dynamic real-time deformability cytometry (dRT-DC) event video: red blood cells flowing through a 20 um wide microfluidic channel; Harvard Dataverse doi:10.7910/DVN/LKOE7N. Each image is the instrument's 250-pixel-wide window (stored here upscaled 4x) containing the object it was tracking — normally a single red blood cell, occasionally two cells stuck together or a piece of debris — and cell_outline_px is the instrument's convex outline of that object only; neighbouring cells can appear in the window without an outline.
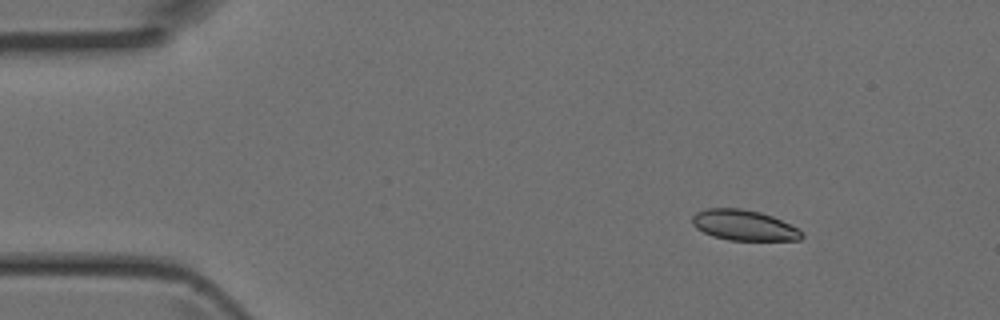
{"species": "Egyptian fruit bat (a non-hibernating species)", "species_latin": "Rousettus aegyptiacus", "temperature_condition": "room temperature", "stored_images_in_passage": 5, "camera_frame_rate_fps": 3000, "um_per_image_px": 0.085, "animal": {"sex": "female"}, "frame": {"image": 1, "passage_image": 5, "time_ms": 1.333, "image_size_px": [1000, 320], "cell_outline_px": [[804, 236], [800, 240], [728, 240], [712, 236], [696, 228], [692, 224], [692, 216], [696, 212], [708, 208], [740, 208], [760, 212], [772, 216], [800, 228], [804, 232]], "centroid_in_image_um": [63.26, 19.15], "position_along_channel_um": 21.7, "area_um2": 19.65}}